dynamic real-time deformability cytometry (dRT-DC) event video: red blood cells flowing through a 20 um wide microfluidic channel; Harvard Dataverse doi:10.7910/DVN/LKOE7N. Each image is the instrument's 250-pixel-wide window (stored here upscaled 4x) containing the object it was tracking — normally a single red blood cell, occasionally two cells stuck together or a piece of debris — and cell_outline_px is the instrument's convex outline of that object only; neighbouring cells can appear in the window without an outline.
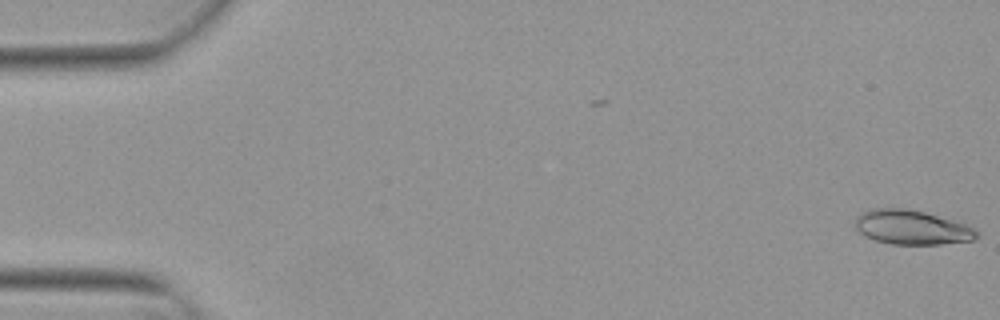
{"species": "Egyptian fruit bat (a non-hibernating species)", "species_latin": "Rousettus aegyptiacus", "temperature_condition": "warm", "stored_images_in_passage": 2, "camera_frame_rate_fps": 3000, "um_per_image_px": 0.085, "animal": {"sex": "female"}, "frame": {"image": 1, "passage_image": 2, "time_ms": 0.333, "image_size_px": [1000, 320], "cell_outline_px": [[980, 236], [972, 240], [940, 244], [892, 244], [876, 240], [864, 236], [856, 228], [856, 216], [868, 208], [908, 208], [924, 212], [964, 224], [976, 228], [980, 232]], "centroid_in_image_um": [77.5, 19.32], "position_along_channel_um": 7.5, "area_um2": 24.33}}